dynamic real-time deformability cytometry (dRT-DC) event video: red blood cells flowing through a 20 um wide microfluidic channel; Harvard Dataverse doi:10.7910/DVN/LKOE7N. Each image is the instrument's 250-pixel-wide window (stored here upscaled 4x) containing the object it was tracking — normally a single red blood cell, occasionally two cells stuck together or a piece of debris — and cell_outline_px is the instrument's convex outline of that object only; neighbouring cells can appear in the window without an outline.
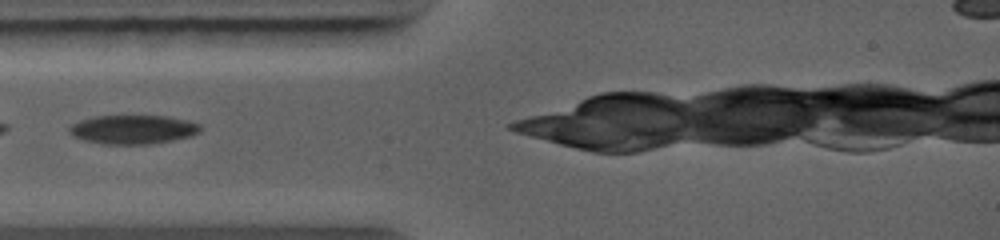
{"species": "common noctule bat (a hibernating species)", "species_latin": "Nyctalus noctula", "temperature_condition": "warm", "stored_images_in_passage": 21, "camera_frame_rate_fps": 5000, "um_per_image_px": 0.085, "animal": {"sex": "female", "body_mass_g": 19.0, "forearm_length_mm": 56.7}, "frame": {"image": 1, "passage_image": 1, "time_ms": 0.0, "image_size_px": [1000, 240], "cell_outline_px": [[200, 132], [192, 136], [152, 144], [100, 144], [84, 140], [68, 132], [68, 128], [72, 124], [80, 120], [92, 116], [168, 116], [188, 120], [200, 124]], "centroid_in_image_um": [11.31, 11.0], "position_along_channel_um": 73.7, "area_um2": 22.2}}